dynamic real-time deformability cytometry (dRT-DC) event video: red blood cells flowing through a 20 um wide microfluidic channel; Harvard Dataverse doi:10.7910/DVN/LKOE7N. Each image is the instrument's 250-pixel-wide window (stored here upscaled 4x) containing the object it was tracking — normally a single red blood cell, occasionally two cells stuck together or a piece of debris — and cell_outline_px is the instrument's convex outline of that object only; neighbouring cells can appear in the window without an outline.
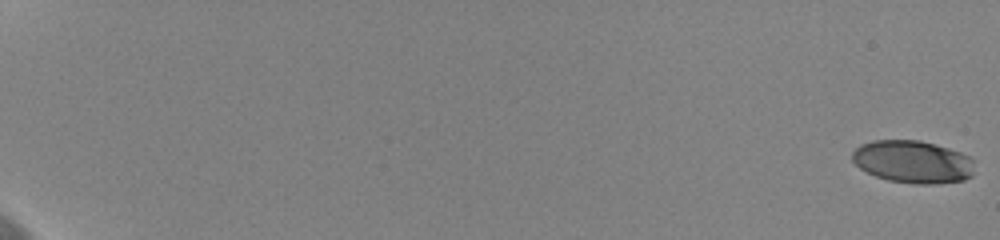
{"species": "human", "species_latin": "Homo sapiens", "temperature_condition": "cold", "stored_images_in_passage": 30, "camera_frame_rate_fps": 3000, "um_per_image_px": 0.085, "donor": {"sex": "female"}, "frame": {"image": 1, "passage_image": 1, "time_ms": 0.0, "image_size_px": [1000, 240], "cell_outline_px": [[972, 176], [964, 180], [932, 184], [912, 184], [888, 180], [876, 176], [860, 168], [852, 160], [852, 152], [860, 144], [872, 140], [920, 140], [948, 148], [960, 152], [968, 156], [972, 160]], "centroid_in_image_um": [77.56, 13.75], "position_along_channel_um": 7.4, "area_um2": 30.29}}
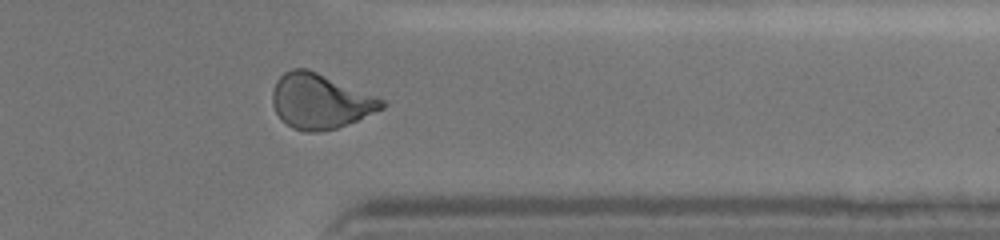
{"frame": {"image": 2, "passage_image": 26, "time_ms": 8.333, "image_size_px": [1000, 240], "cell_outline_px": [[388, 104], [384, 108], [356, 120], [336, 128], [316, 132], [308, 132], [292, 128], [280, 120], [272, 104], [272, 92], [276, 80], [284, 72], [292, 68], [308, 68], [380, 96], [388, 100]], "centroid_in_image_um": [27.24, 8.58], "position_along_channel_um": 384.2, "area_um2": 35.6}}
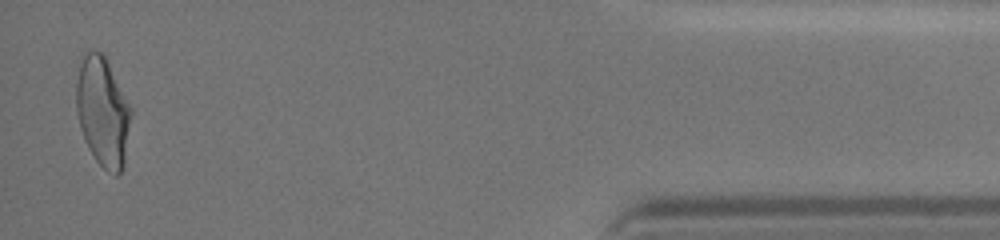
{"frame": {"image": 3, "passage_image": 29, "time_ms": 9.333, "image_size_px": [1000, 240], "cell_outline_px": [[132, 112], [124, 164], [120, 172], [116, 176], [108, 172], [96, 160], [88, 148], [84, 140], [80, 128], [76, 112], [76, 84], [80, 64], [84, 52], [100, 52], [104, 56], [132, 108]], "centroid_in_image_um": [8.73, 9.53], "position_along_channel_um": 426.5, "area_um2": 34.74}}